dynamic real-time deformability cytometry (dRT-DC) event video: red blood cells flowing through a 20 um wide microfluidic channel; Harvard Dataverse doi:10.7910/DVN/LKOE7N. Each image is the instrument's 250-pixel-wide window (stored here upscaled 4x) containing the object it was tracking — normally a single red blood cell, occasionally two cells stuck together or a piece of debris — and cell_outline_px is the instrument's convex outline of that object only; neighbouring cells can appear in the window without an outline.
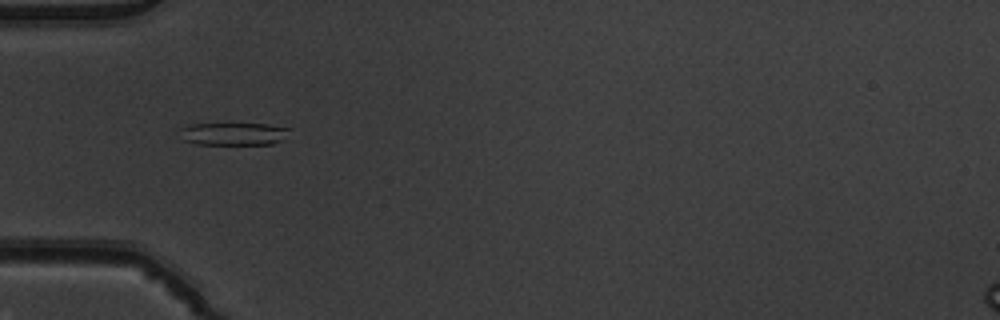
{"species": "common noctule bat (a hibernating species)", "species_latin": "Nyctalus noctula", "temperature_condition": "warm", "stored_images_in_passage": 7, "camera_frame_rate_fps": 3000, "um_per_image_px": 0.085, "animal": {"sex": "male", "body_mass_g": 19.5, "forearm_length_mm": 54.6}, "frame": {"image": 1, "passage_image": 2, "time_ms": 0.333, "image_size_px": [1000, 320], "cell_outline_px": [[292, 128], [280, 140], [272, 144], [196, 144], [184, 140], [180, 128], [192, 124], [264, 124]], "centroid_in_image_um": [19.85, 11.37], "position_along_channel_um": 65.2, "area_um2": 14.16}}
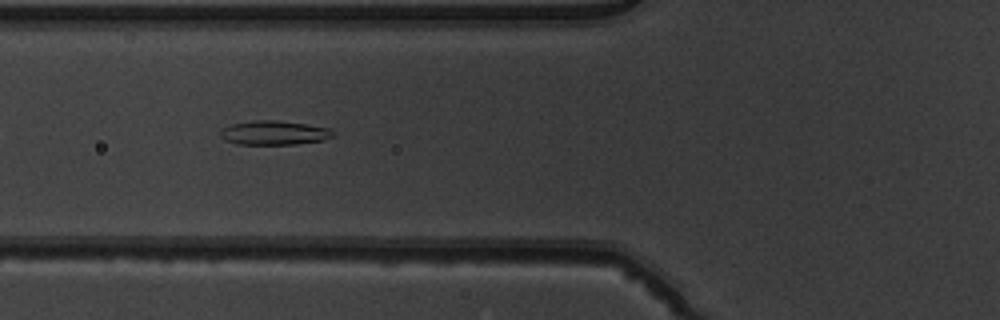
{"frame": {"image": 2, "passage_image": 5, "time_ms": 1.333, "image_size_px": [1000, 320], "cell_outline_px": [[336, 136], [324, 140], [296, 144], [236, 144], [224, 140], [220, 136], [220, 128], [232, 124], [252, 120], [276, 120], [332, 128]], "centroid_in_image_um": [23.3, 11.29], "position_along_channel_um": 102.5, "area_um2": 16.07}}